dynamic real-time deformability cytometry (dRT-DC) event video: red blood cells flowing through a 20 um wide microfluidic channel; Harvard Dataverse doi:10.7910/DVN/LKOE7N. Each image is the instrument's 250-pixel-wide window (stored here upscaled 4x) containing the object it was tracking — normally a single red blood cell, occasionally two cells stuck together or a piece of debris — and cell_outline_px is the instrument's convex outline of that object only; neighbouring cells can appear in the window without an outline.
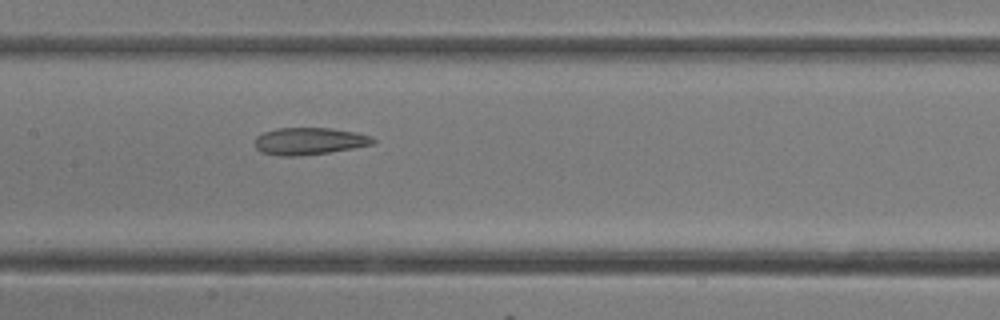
{"species": "common noctule bat (a hibernating species)", "species_latin": "Nyctalus noctula", "temperature_condition": "room temperature", "stored_images_in_passage": 14, "camera_frame_rate_fps": 3000, "um_per_image_px": 0.085, "animal": {"sex": "female"}, "frame": {"image": 1, "passage_image": 14, "time_ms": 4.333, "image_size_px": [1000, 320], "cell_outline_px": [[376, 140], [372, 144], [352, 148], [328, 152], [300, 156], [280, 156], [260, 152], [256, 148], [256, 136], [264, 132], [276, 128], [332, 128], [356, 132], [372, 136]], "centroid_in_image_um": [26.28, 11.99], "position_along_channel_um": 181.1, "area_um2": 18.67}}